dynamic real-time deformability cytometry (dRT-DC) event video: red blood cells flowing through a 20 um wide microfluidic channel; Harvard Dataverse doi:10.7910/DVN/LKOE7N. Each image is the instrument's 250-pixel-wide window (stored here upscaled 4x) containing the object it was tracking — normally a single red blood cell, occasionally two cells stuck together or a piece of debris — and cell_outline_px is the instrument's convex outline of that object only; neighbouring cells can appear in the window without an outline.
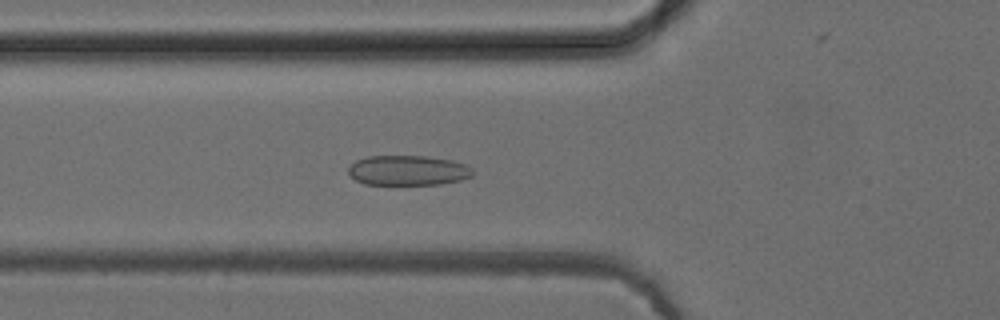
{"species": "common noctule bat (a hibernating species)", "species_latin": "Nyctalus noctula", "temperature_condition": "cold", "stored_images_in_passage": 51, "camera_frame_rate_fps": 3000, "um_per_image_px": 0.085, "animal": {"sex": "female", "body_mass_g": 24.6, "forearm_length_mm": 56.2}, "frame": {"image": 1, "passage_image": 18, "time_ms": 5.667, "image_size_px": [1000, 320], "cell_outline_px": [[472, 176], [460, 180], [440, 184], [364, 184], [356, 180], [348, 172], [348, 168], [356, 160], [368, 156], [424, 156], [452, 160], [464, 164], [472, 168]], "centroid_in_image_um": [34.67, 14.48], "position_along_channel_um": 91.1, "area_um2": 21.56}}
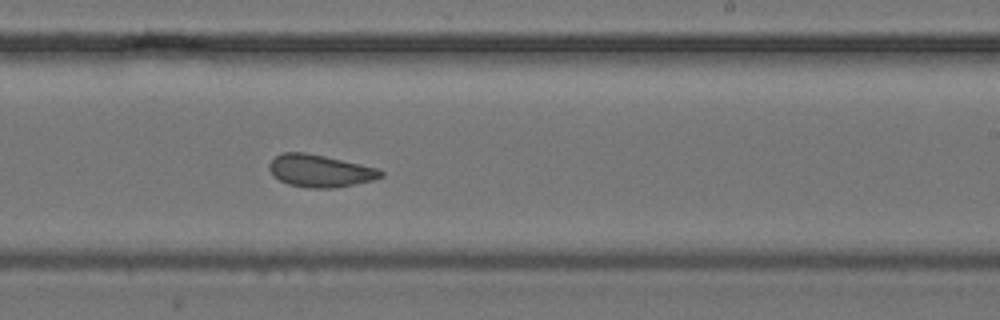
{"frame": {"image": 2, "passage_image": 31, "time_ms": 10.0, "image_size_px": [1000, 320], "cell_outline_px": [[384, 176], [372, 180], [356, 184], [336, 188], [308, 188], [288, 184], [280, 180], [268, 168], [268, 164], [276, 156], [284, 152], [304, 152], [324, 156], [360, 164], [376, 168], [384, 172]], "centroid_in_image_um": [27.21, 14.53], "position_along_channel_um": 261.8, "area_um2": 20.87}}
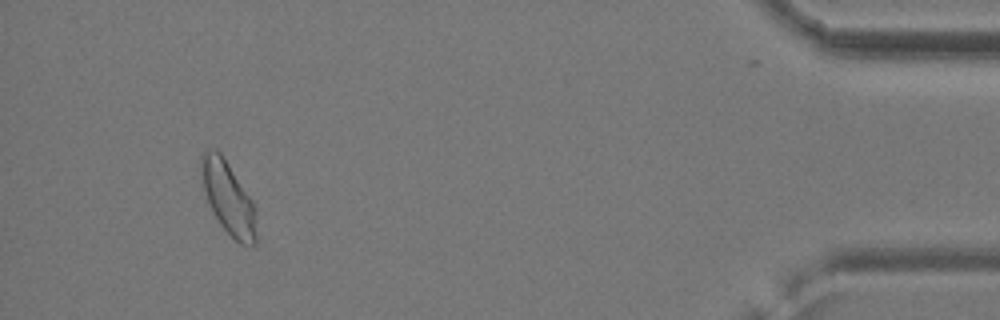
{"frame": {"image": 3, "passage_image": 48, "time_ms": 15.667, "image_size_px": [1000, 320], "cell_outline_px": [[256, 244], [240, 244], [220, 224], [212, 212], [200, 176], [200, 156], [208, 148], [216, 148], [220, 152], [252, 200], [256, 212]], "centroid_in_image_um": [19.38, 16.79], "position_along_channel_um": 415.8, "area_um2": 23.12}, "authors_computed_cell_mechanics": {"area_um2": 21.964, "velocity_mm_per_s": 3.9219, "shape_relaxation_time_tau1_ms": 6.7851, "shape_relaxation_time_tau2_ms": 2.6787, "deformation_change_tau1": 0.1027, "deformation_change_tau2": 0.0821}}